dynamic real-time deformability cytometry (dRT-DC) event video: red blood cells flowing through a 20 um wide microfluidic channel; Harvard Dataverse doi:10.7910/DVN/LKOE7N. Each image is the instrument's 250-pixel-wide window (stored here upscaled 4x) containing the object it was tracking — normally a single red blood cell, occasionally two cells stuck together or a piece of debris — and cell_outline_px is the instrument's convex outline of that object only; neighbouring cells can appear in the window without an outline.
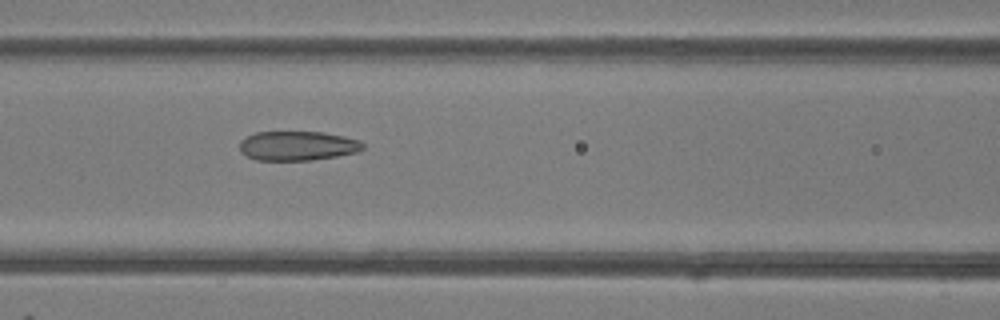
{"species": "common noctule bat (a hibernating species)", "species_latin": "Nyctalus noctula", "temperature_condition": "room temperature", "stored_images_in_passage": 37, "camera_frame_rate_fps": 3000, "um_per_image_px": 0.085, "animal": {"sex": "female"}, "frame": {"image": 1, "passage_image": 10, "time_ms": 3.0, "image_size_px": [1000, 320], "cell_outline_px": [[364, 148], [356, 152], [336, 156], [312, 160], [256, 160], [240, 152], [240, 140], [256, 132], [324, 132], [344, 136], [360, 140], [364, 144]], "centroid_in_image_um": [25.3, 12.39], "position_along_channel_um": 141.3, "area_um2": 21.1}}
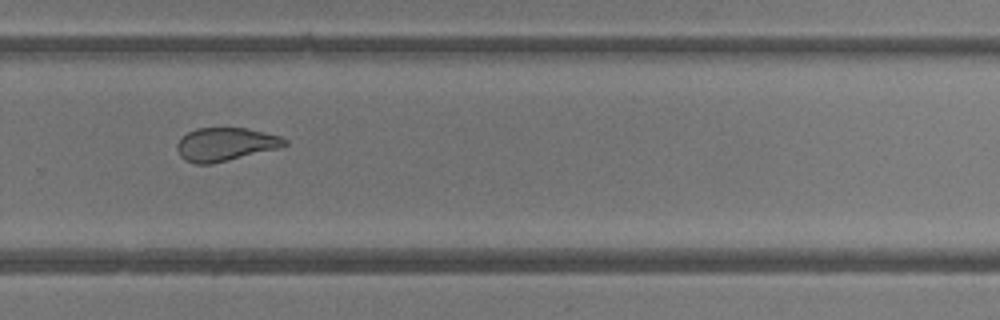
{"frame": {"image": 2, "passage_image": 22, "time_ms": 7.0, "image_size_px": [1000, 320], "cell_outline_px": [[288, 144], [280, 148], [212, 164], [196, 164], [184, 160], [180, 156], [176, 148], [176, 144], [188, 132], [196, 128], [244, 128], [264, 132], [280, 136], [288, 140]], "centroid_in_image_um": [19.17, 12.27], "position_along_channel_um": 310.6, "area_um2": 20.92}}
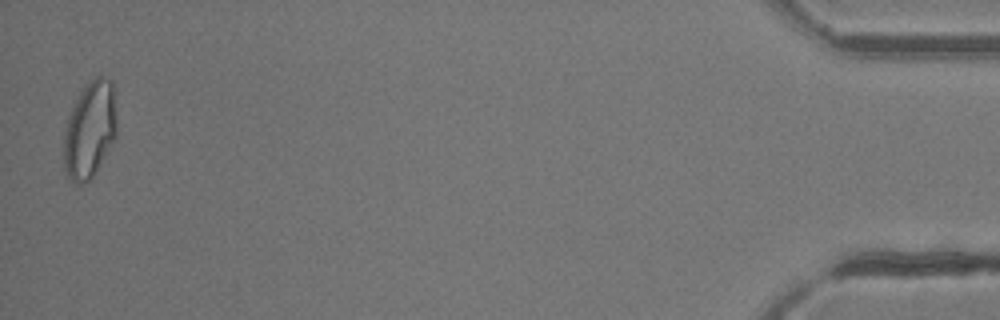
{"frame": {"image": 3, "passage_image": 37, "time_ms": 12.0, "image_size_px": [1000, 320], "cell_outline_px": [[116, 140], [92, 176], [84, 184], [76, 184], [68, 176], [64, 168], [64, 136], [68, 116], [84, 84], [88, 80], [96, 76], [104, 76], [112, 80], [116, 124]], "centroid_in_image_um": [7.64, 11.01], "position_along_channel_um": 427.6, "area_um2": 29.88}, "authors_computed_cell_mechanics": {"area_um2": 22.3686, "velocity_mm_per_s": 4.2423, "shape_relaxation_time_tau1_ms": 9.2764, "shape_relaxation_time_tau2_ms": 1.4414, "deformation_change_tau1": 0.2037, "deformation_change_tau2": 0.0754}}